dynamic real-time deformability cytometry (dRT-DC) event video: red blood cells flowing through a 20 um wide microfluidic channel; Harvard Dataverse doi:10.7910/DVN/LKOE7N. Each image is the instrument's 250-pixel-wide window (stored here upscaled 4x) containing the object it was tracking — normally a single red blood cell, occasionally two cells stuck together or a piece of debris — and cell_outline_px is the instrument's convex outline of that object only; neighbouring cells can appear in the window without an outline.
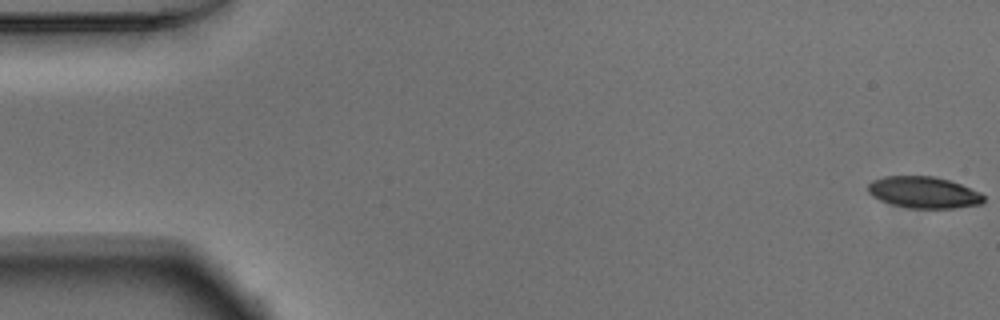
{"species": "Egyptian fruit bat (a non-hibernating species)", "species_latin": "Rousettus aegyptiacus", "temperature_condition": "warm", "stored_images_in_passage": 52, "camera_frame_rate_fps": 3000, "um_per_image_px": 0.085, "animal": {"sex": "male"}, "frame": {"image": 1, "passage_image": 1, "time_ms": 0.0, "image_size_px": [1000, 320], "cell_outline_px": [[984, 200], [980, 204], [952, 208], [908, 208], [892, 204], [880, 200], [872, 196], [868, 192], [868, 184], [872, 180], [884, 176], [936, 176], [960, 184], [980, 192], [984, 196]], "centroid_in_image_um": [78.49, 16.35], "position_along_channel_um": 6.5, "area_um2": 21.21}}
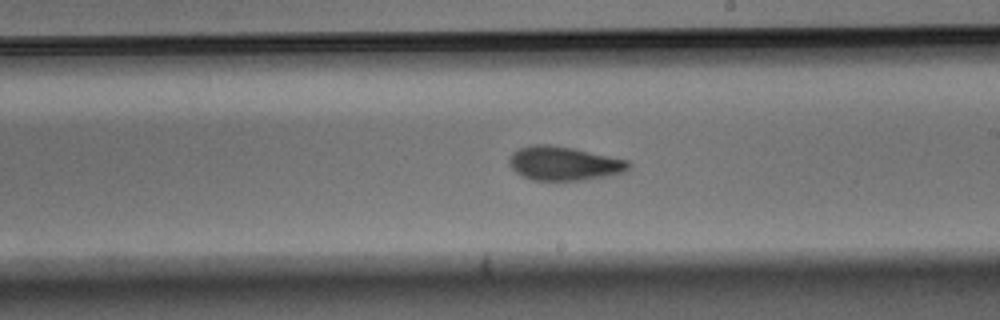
{"frame": {"image": 2, "passage_image": 30, "time_ms": 9.667, "image_size_px": [1000, 320], "cell_outline_px": [[632, 168], [624, 172], [608, 176], [584, 180], [532, 180], [516, 172], [508, 164], [508, 160], [512, 152], [520, 148], [532, 144], [548, 144], [572, 148], [628, 160], [632, 164]], "centroid_in_image_um": [47.95, 13.89], "position_along_channel_um": 241.0, "area_um2": 23.7}}
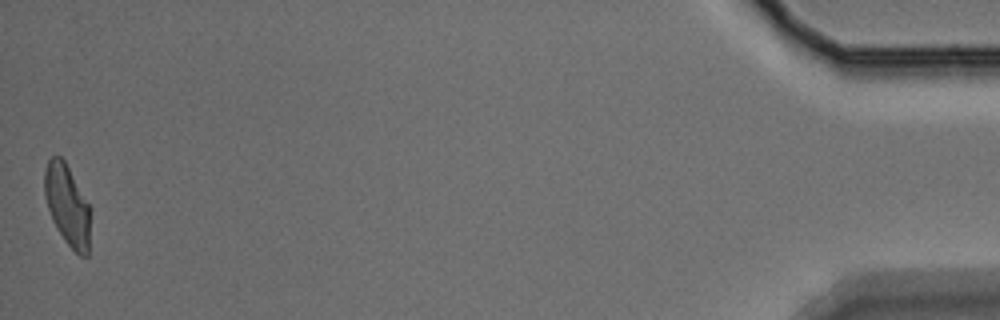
{"frame": {"image": 3, "passage_image": 52, "time_ms": 17.0, "image_size_px": [1000, 320], "cell_outline_px": [[92, 208], [88, 256], [80, 256], [64, 240], [56, 228], [52, 220], [44, 196], [44, 168], [48, 160], [52, 156], [60, 156], [64, 160]], "centroid_in_image_um": [5.74, 17.45], "position_along_channel_um": 429.5, "area_um2": 22.08}, "authors_computed_cell_mechanics": {"area_um2": 22.8021, "velocity_mm_per_s": 3.8857, "shape_relaxation_time_tau1_ms": 6.2204, "shape_relaxation_time_tau2_ms": 2.0302, "deformation_change_tau1": 0.187, "deformation_change_tau2": 0.0815}}